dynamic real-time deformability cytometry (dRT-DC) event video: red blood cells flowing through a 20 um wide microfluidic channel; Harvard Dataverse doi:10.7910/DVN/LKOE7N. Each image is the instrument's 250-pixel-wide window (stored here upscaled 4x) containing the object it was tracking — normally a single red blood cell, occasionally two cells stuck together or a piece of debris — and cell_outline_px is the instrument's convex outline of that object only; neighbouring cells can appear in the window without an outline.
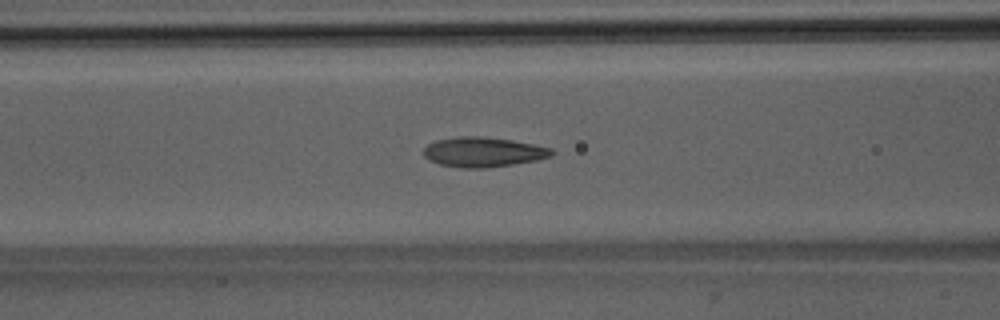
{"species": "Egyptian fruit bat (a non-hibernating species)", "species_latin": "Rousettus aegyptiacus", "temperature_condition": "room temperature", "stored_images_in_passage": 36, "camera_frame_rate_fps": 3000, "um_per_image_px": 0.085, "animal": {"sex": "male"}, "frame": {"image": 1, "passage_image": 6, "time_ms": 1.667, "image_size_px": [1000, 320], "cell_outline_px": [[556, 152], [552, 156], [536, 160], [488, 168], [460, 168], [440, 164], [428, 160], [424, 156], [424, 148], [428, 144], [436, 140], [456, 136], [480, 136], [512, 140], [552, 148]], "centroid_in_image_um": [41.07, 12.92], "position_along_channel_um": 125.5, "area_um2": 22.37}}
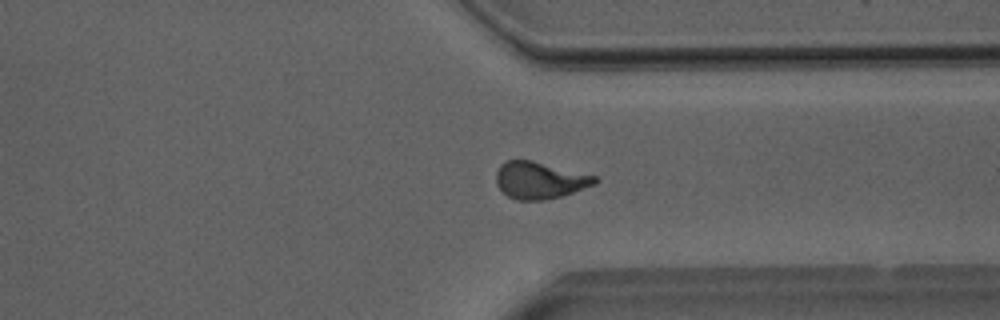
{"frame": {"image": 2, "passage_image": 24, "time_ms": 7.667, "image_size_px": [1000, 320], "cell_outline_px": [[600, 180], [596, 184], [560, 196], [544, 200], [516, 200], [508, 196], [496, 184], [496, 172], [500, 164], [508, 160], [532, 160], [596, 176]], "centroid_in_image_um": [45.87, 15.31], "position_along_channel_um": 365.5, "area_um2": 21.15}}
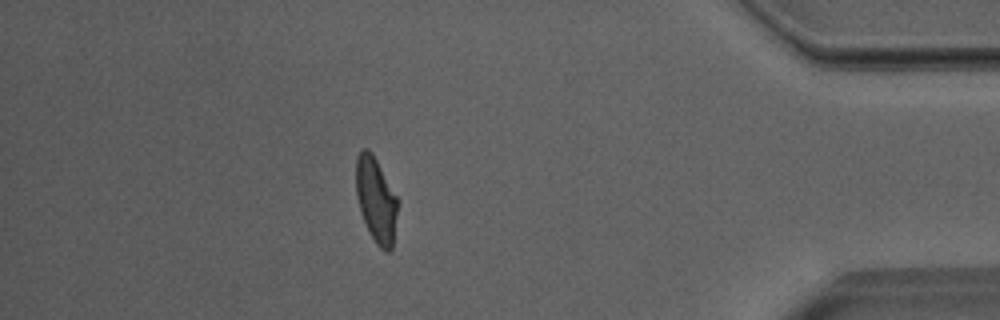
{"frame": {"image": 3, "passage_image": 30, "time_ms": 9.667, "image_size_px": [1000, 320], "cell_outline_px": [[396, 212], [392, 248], [388, 252], [380, 248], [376, 244], [368, 232], [360, 212], [356, 196], [356, 156], [364, 148], [368, 148], [372, 152], [396, 196]], "centroid_in_image_um": [31.92, 16.99], "position_along_channel_um": 403.3, "area_um2": 20.35}, "authors_computed_cell_mechanics": {"area_um2": 20.9525, "velocity_mm_per_s": 4.0014, "shape_relaxation_time_tau1_ms": 5.6797, "shape_relaxation_time_tau2_ms": 1.4328, "deformation_change_tau1": 0.1815, "deformation_change_tau2": 0.065}}